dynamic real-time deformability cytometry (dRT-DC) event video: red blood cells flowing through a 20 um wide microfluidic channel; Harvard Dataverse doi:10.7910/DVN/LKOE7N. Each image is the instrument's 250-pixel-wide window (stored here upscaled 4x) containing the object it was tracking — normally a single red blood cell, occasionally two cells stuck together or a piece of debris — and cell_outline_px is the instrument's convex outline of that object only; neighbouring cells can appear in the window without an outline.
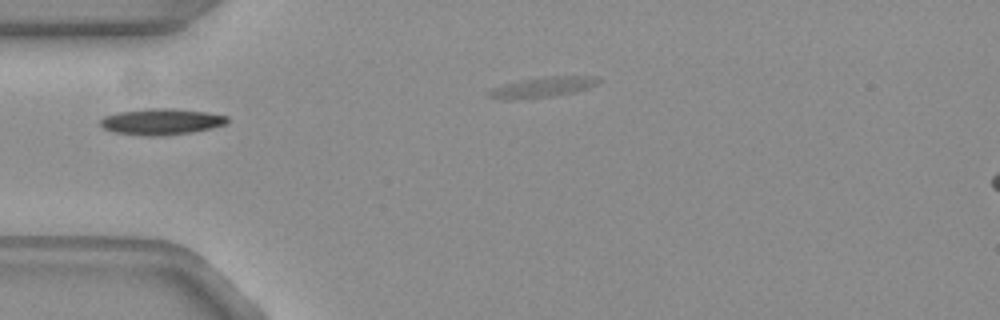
{"species": "common noctule bat (a hibernating species)", "species_latin": "Nyctalus noctula", "temperature_condition": "warm", "stored_images_in_passage": 23, "camera_frame_rate_fps": 3000, "um_per_image_px": 0.085, "animal": {"sex": "female", "body_mass_g": 19.3, "forearm_length_mm": 54.1}, "frame": {"image": 1, "passage_image": 1, "time_ms": 0.0, "image_size_px": [1000, 320], "cell_outline_px": [[228, 124], [212, 128], [188, 132], [152, 136], [112, 132], [104, 128], [100, 124], [100, 120], [104, 116], [116, 112], [144, 108], [172, 108], [204, 112], [228, 116]], "centroid_in_image_um": [13.69, 10.32], "position_along_channel_um": 71.3, "area_um2": 19.25}}